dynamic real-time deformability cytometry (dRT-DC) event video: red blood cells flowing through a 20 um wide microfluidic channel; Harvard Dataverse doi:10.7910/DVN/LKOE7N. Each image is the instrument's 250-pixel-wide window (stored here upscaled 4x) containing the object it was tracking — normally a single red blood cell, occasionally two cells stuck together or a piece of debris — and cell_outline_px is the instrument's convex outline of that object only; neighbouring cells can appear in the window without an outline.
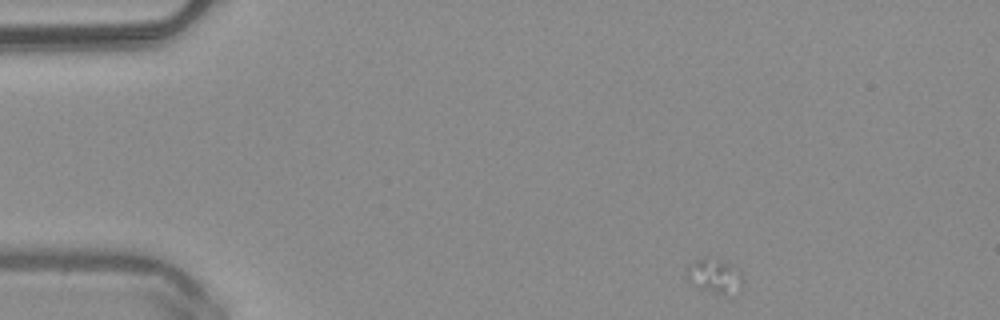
{"species": "common noctule bat (a hibernating species)", "species_latin": "Nyctalus noctula", "temperature_condition": "warm", "stored_images_in_passage": 4, "camera_frame_rate_fps": 3000, "um_per_image_px": 0.085, "animal": {"sex": "male", "body_mass_g": 20.4}, "frame": {"image": 1, "passage_image": 1, "time_ms": 0.0, "image_size_px": [1000, 320], "cell_outline_px": [[744, 284], [740, 292], [716, 292], [696, 288], [688, 280], [684, 272], [696, 260], [704, 256], [708, 256], [732, 264], [740, 272]], "centroid_in_image_um": [60.74, 23.43], "position_along_channel_um": 24.3, "area_um2": 11.27}}